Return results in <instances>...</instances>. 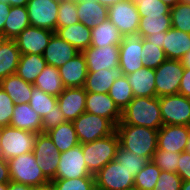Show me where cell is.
<instances>
[{
	"label": "cell",
	"instance_id": "28",
	"mask_svg": "<svg viewBox=\"0 0 190 190\" xmlns=\"http://www.w3.org/2000/svg\"><path fill=\"white\" fill-rule=\"evenodd\" d=\"M55 33L75 47L79 52L91 46V29L78 22L70 26L58 28Z\"/></svg>",
	"mask_w": 190,
	"mask_h": 190
},
{
	"label": "cell",
	"instance_id": "62",
	"mask_svg": "<svg viewBox=\"0 0 190 190\" xmlns=\"http://www.w3.org/2000/svg\"><path fill=\"white\" fill-rule=\"evenodd\" d=\"M185 152L190 154V135H189V138H188V141H187Z\"/></svg>",
	"mask_w": 190,
	"mask_h": 190
},
{
	"label": "cell",
	"instance_id": "17",
	"mask_svg": "<svg viewBox=\"0 0 190 190\" xmlns=\"http://www.w3.org/2000/svg\"><path fill=\"white\" fill-rule=\"evenodd\" d=\"M82 54L85 57L88 71L119 67V45L89 46L82 51Z\"/></svg>",
	"mask_w": 190,
	"mask_h": 190
},
{
	"label": "cell",
	"instance_id": "58",
	"mask_svg": "<svg viewBox=\"0 0 190 190\" xmlns=\"http://www.w3.org/2000/svg\"><path fill=\"white\" fill-rule=\"evenodd\" d=\"M161 2L167 4L170 7L175 6L177 3H179L181 0H160Z\"/></svg>",
	"mask_w": 190,
	"mask_h": 190
},
{
	"label": "cell",
	"instance_id": "4",
	"mask_svg": "<svg viewBox=\"0 0 190 190\" xmlns=\"http://www.w3.org/2000/svg\"><path fill=\"white\" fill-rule=\"evenodd\" d=\"M119 147V137L115 132L104 138L82 144L84 161L89 172L95 175L107 163L115 160Z\"/></svg>",
	"mask_w": 190,
	"mask_h": 190
},
{
	"label": "cell",
	"instance_id": "56",
	"mask_svg": "<svg viewBox=\"0 0 190 190\" xmlns=\"http://www.w3.org/2000/svg\"><path fill=\"white\" fill-rule=\"evenodd\" d=\"M97 2H99L101 5H104L106 7H110L118 2H121L123 0H96Z\"/></svg>",
	"mask_w": 190,
	"mask_h": 190
},
{
	"label": "cell",
	"instance_id": "66",
	"mask_svg": "<svg viewBox=\"0 0 190 190\" xmlns=\"http://www.w3.org/2000/svg\"><path fill=\"white\" fill-rule=\"evenodd\" d=\"M181 2L190 3V0H181Z\"/></svg>",
	"mask_w": 190,
	"mask_h": 190
},
{
	"label": "cell",
	"instance_id": "33",
	"mask_svg": "<svg viewBox=\"0 0 190 190\" xmlns=\"http://www.w3.org/2000/svg\"><path fill=\"white\" fill-rule=\"evenodd\" d=\"M46 65L43 55L21 54L16 74L24 81L33 84Z\"/></svg>",
	"mask_w": 190,
	"mask_h": 190
},
{
	"label": "cell",
	"instance_id": "5",
	"mask_svg": "<svg viewBox=\"0 0 190 190\" xmlns=\"http://www.w3.org/2000/svg\"><path fill=\"white\" fill-rule=\"evenodd\" d=\"M37 133L11 126L0 127V152L4 160L33 151Z\"/></svg>",
	"mask_w": 190,
	"mask_h": 190
},
{
	"label": "cell",
	"instance_id": "15",
	"mask_svg": "<svg viewBox=\"0 0 190 190\" xmlns=\"http://www.w3.org/2000/svg\"><path fill=\"white\" fill-rule=\"evenodd\" d=\"M55 32L34 26L25 28L14 40L21 54L43 55L51 36Z\"/></svg>",
	"mask_w": 190,
	"mask_h": 190
},
{
	"label": "cell",
	"instance_id": "16",
	"mask_svg": "<svg viewBox=\"0 0 190 190\" xmlns=\"http://www.w3.org/2000/svg\"><path fill=\"white\" fill-rule=\"evenodd\" d=\"M190 126L163 125L158 130L157 149L168 152H185Z\"/></svg>",
	"mask_w": 190,
	"mask_h": 190
},
{
	"label": "cell",
	"instance_id": "26",
	"mask_svg": "<svg viewBox=\"0 0 190 190\" xmlns=\"http://www.w3.org/2000/svg\"><path fill=\"white\" fill-rule=\"evenodd\" d=\"M77 13L79 21L90 29L108 19V7L96 0L77 2Z\"/></svg>",
	"mask_w": 190,
	"mask_h": 190
},
{
	"label": "cell",
	"instance_id": "2",
	"mask_svg": "<svg viewBox=\"0 0 190 190\" xmlns=\"http://www.w3.org/2000/svg\"><path fill=\"white\" fill-rule=\"evenodd\" d=\"M116 133L120 147L152 160L157 150L158 130L136 125H116Z\"/></svg>",
	"mask_w": 190,
	"mask_h": 190
},
{
	"label": "cell",
	"instance_id": "50",
	"mask_svg": "<svg viewBox=\"0 0 190 190\" xmlns=\"http://www.w3.org/2000/svg\"><path fill=\"white\" fill-rule=\"evenodd\" d=\"M178 94L184 95L187 98H190V69L185 68L183 76L181 78L180 87Z\"/></svg>",
	"mask_w": 190,
	"mask_h": 190
},
{
	"label": "cell",
	"instance_id": "49",
	"mask_svg": "<svg viewBox=\"0 0 190 190\" xmlns=\"http://www.w3.org/2000/svg\"><path fill=\"white\" fill-rule=\"evenodd\" d=\"M177 165L176 173L182 178V181H190V154L181 152Z\"/></svg>",
	"mask_w": 190,
	"mask_h": 190
},
{
	"label": "cell",
	"instance_id": "21",
	"mask_svg": "<svg viewBox=\"0 0 190 190\" xmlns=\"http://www.w3.org/2000/svg\"><path fill=\"white\" fill-rule=\"evenodd\" d=\"M65 88L84 87L88 68L82 52L58 68Z\"/></svg>",
	"mask_w": 190,
	"mask_h": 190
},
{
	"label": "cell",
	"instance_id": "9",
	"mask_svg": "<svg viewBox=\"0 0 190 190\" xmlns=\"http://www.w3.org/2000/svg\"><path fill=\"white\" fill-rule=\"evenodd\" d=\"M108 19L116 26L123 37L137 36L140 15L136 5L123 0L108 8Z\"/></svg>",
	"mask_w": 190,
	"mask_h": 190
},
{
	"label": "cell",
	"instance_id": "45",
	"mask_svg": "<svg viewBox=\"0 0 190 190\" xmlns=\"http://www.w3.org/2000/svg\"><path fill=\"white\" fill-rule=\"evenodd\" d=\"M136 8L140 17L147 15H170V6L160 0H137Z\"/></svg>",
	"mask_w": 190,
	"mask_h": 190
},
{
	"label": "cell",
	"instance_id": "42",
	"mask_svg": "<svg viewBox=\"0 0 190 190\" xmlns=\"http://www.w3.org/2000/svg\"><path fill=\"white\" fill-rule=\"evenodd\" d=\"M50 185L53 190H96L95 177L54 179Z\"/></svg>",
	"mask_w": 190,
	"mask_h": 190
},
{
	"label": "cell",
	"instance_id": "61",
	"mask_svg": "<svg viewBox=\"0 0 190 190\" xmlns=\"http://www.w3.org/2000/svg\"><path fill=\"white\" fill-rule=\"evenodd\" d=\"M7 40V38L2 34L0 33V48L1 46L3 45V43Z\"/></svg>",
	"mask_w": 190,
	"mask_h": 190
},
{
	"label": "cell",
	"instance_id": "34",
	"mask_svg": "<svg viewBox=\"0 0 190 190\" xmlns=\"http://www.w3.org/2000/svg\"><path fill=\"white\" fill-rule=\"evenodd\" d=\"M33 86L40 88L47 94L58 96L63 90L64 86L59 74L58 68L51 65H46L42 72L36 77Z\"/></svg>",
	"mask_w": 190,
	"mask_h": 190
},
{
	"label": "cell",
	"instance_id": "54",
	"mask_svg": "<svg viewBox=\"0 0 190 190\" xmlns=\"http://www.w3.org/2000/svg\"><path fill=\"white\" fill-rule=\"evenodd\" d=\"M7 190H33V188L22 183L11 181L7 184Z\"/></svg>",
	"mask_w": 190,
	"mask_h": 190
},
{
	"label": "cell",
	"instance_id": "46",
	"mask_svg": "<svg viewBox=\"0 0 190 190\" xmlns=\"http://www.w3.org/2000/svg\"><path fill=\"white\" fill-rule=\"evenodd\" d=\"M15 103L9 95L0 87V127L9 126Z\"/></svg>",
	"mask_w": 190,
	"mask_h": 190
},
{
	"label": "cell",
	"instance_id": "12",
	"mask_svg": "<svg viewBox=\"0 0 190 190\" xmlns=\"http://www.w3.org/2000/svg\"><path fill=\"white\" fill-rule=\"evenodd\" d=\"M94 177L84 161L82 144L59 154V163L55 179H74Z\"/></svg>",
	"mask_w": 190,
	"mask_h": 190
},
{
	"label": "cell",
	"instance_id": "60",
	"mask_svg": "<svg viewBox=\"0 0 190 190\" xmlns=\"http://www.w3.org/2000/svg\"><path fill=\"white\" fill-rule=\"evenodd\" d=\"M33 190H53L51 185H47V186H44V187H38V188H33Z\"/></svg>",
	"mask_w": 190,
	"mask_h": 190
},
{
	"label": "cell",
	"instance_id": "18",
	"mask_svg": "<svg viewBox=\"0 0 190 190\" xmlns=\"http://www.w3.org/2000/svg\"><path fill=\"white\" fill-rule=\"evenodd\" d=\"M57 103L66 121L73 122L85 112L86 91L84 87L64 88L57 96Z\"/></svg>",
	"mask_w": 190,
	"mask_h": 190
},
{
	"label": "cell",
	"instance_id": "55",
	"mask_svg": "<svg viewBox=\"0 0 190 190\" xmlns=\"http://www.w3.org/2000/svg\"><path fill=\"white\" fill-rule=\"evenodd\" d=\"M29 0H0V2L7 3L11 6H26Z\"/></svg>",
	"mask_w": 190,
	"mask_h": 190
},
{
	"label": "cell",
	"instance_id": "24",
	"mask_svg": "<svg viewBox=\"0 0 190 190\" xmlns=\"http://www.w3.org/2000/svg\"><path fill=\"white\" fill-rule=\"evenodd\" d=\"M9 126L33 133H42V118L29 103L15 104Z\"/></svg>",
	"mask_w": 190,
	"mask_h": 190
},
{
	"label": "cell",
	"instance_id": "53",
	"mask_svg": "<svg viewBox=\"0 0 190 190\" xmlns=\"http://www.w3.org/2000/svg\"><path fill=\"white\" fill-rule=\"evenodd\" d=\"M145 39L148 40L150 43H154L158 47L162 48L163 46V32L149 35Z\"/></svg>",
	"mask_w": 190,
	"mask_h": 190
},
{
	"label": "cell",
	"instance_id": "8",
	"mask_svg": "<svg viewBox=\"0 0 190 190\" xmlns=\"http://www.w3.org/2000/svg\"><path fill=\"white\" fill-rule=\"evenodd\" d=\"M185 67L181 60L166 59L155 69L156 96L178 94Z\"/></svg>",
	"mask_w": 190,
	"mask_h": 190
},
{
	"label": "cell",
	"instance_id": "63",
	"mask_svg": "<svg viewBox=\"0 0 190 190\" xmlns=\"http://www.w3.org/2000/svg\"><path fill=\"white\" fill-rule=\"evenodd\" d=\"M0 190H7V184H0Z\"/></svg>",
	"mask_w": 190,
	"mask_h": 190
},
{
	"label": "cell",
	"instance_id": "41",
	"mask_svg": "<svg viewBox=\"0 0 190 190\" xmlns=\"http://www.w3.org/2000/svg\"><path fill=\"white\" fill-rule=\"evenodd\" d=\"M146 67L156 69L167 57L163 48L150 43L145 38H142V53L140 56Z\"/></svg>",
	"mask_w": 190,
	"mask_h": 190
},
{
	"label": "cell",
	"instance_id": "10",
	"mask_svg": "<svg viewBox=\"0 0 190 190\" xmlns=\"http://www.w3.org/2000/svg\"><path fill=\"white\" fill-rule=\"evenodd\" d=\"M161 118L164 125L190 126V98L184 95L159 97Z\"/></svg>",
	"mask_w": 190,
	"mask_h": 190
},
{
	"label": "cell",
	"instance_id": "22",
	"mask_svg": "<svg viewBox=\"0 0 190 190\" xmlns=\"http://www.w3.org/2000/svg\"><path fill=\"white\" fill-rule=\"evenodd\" d=\"M167 59L181 60L190 50V34L170 28L163 32V46Z\"/></svg>",
	"mask_w": 190,
	"mask_h": 190
},
{
	"label": "cell",
	"instance_id": "57",
	"mask_svg": "<svg viewBox=\"0 0 190 190\" xmlns=\"http://www.w3.org/2000/svg\"><path fill=\"white\" fill-rule=\"evenodd\" d=\"M183 66L190 69V50L181 59Z\"/></svg>",
	"mask_w": 190,
	"mask_h": 190
},
{
	"label": "cell",
	"instance_id": "13",
	"mask_svg": "<svg viewBox=\"0 0 190 190\" xmlns=\"http://www.w3.org/2000/svg\"><path fill=\"white\" fill-rule=\"evenodd\" d=\"M26 8L31 26L56 31L59 0H29Z\"/></svg>",
	"mask_w": 190,
	"mask_h": 190
},
{
	"label": "cell",
	"instance_id": "44",
	"mask_svg": "<svg viewBox=\"0 0 190 190\" xmlns=\"http://www.w3.org/2000/svg\"><path fill=\"white\" fill-rule=\"evenodd\" d=\"M179 156L180 153L177 152L157 149L152 157V161L161 171L176 173Z\"/></svg>",
	"mask_w": 190,
	"mask_h": 190
},
{
	"label": "cell",
	"instance_id": "7",
	"mask_svg": "<svg viewBox=\"0 0 190 190\" xmlns=\"http://www.w3.org/2000/svg\"><path fill=\"white\" fill-rule=\"evenodd\" d=\"M96 190H129L134 188L135 177L116 160H112L95 175Z\"/></svg>",
	"mask_w": 190,
	"mask_h": 190
},
{
	"label": "cell",
	"instance_id": "36",
	"mask_svg": "<svg viewBox=\"0 0 190 190\" xmlns=\"http://www.w3.org/2000/svg\"><path fill=\"white\" fill-rule=\"evenodd\" d=\"M108 94L114 100L115 105L121 112L134 98L132 87L129 85L125 75H122L114 81Z\"/></svg>",
	"mask_w": 190,
	"mask_h": 190
},
{
	"label": "cell",
	"instance_id": "52",
	"mask_svg": "<svg viewBox=\"0 0 190 190\" xmlns=\"http://www.w3.org/2000/svg\"><path fill=\"white\" fill-rule=\"evenodd\" d=\"M11 5L7 3L0 2V33L3 34L4 24L7 20V15L9 14Z\"/></svg>",
	"mask_w": 190,
	"mask_h": 190
},
{
	"label": "cell",
	"instance_id": "37",
	"mask_svg": "<svg viewBox=\"0 0 190 190\" xmlns=\"http://www.w3.org/2000/svg\"><path fill=\"white\" fill-rule=\"evenodd\" d=\"M57 104V97L47 94L40 88L33 86L29 105L41 118L53 110Z\"/></svg>",
	"mask_w": 190,
	"mask_h": 190
},
{
	"label": "cell",
	"instance_id": "43",
	"mask_svg": "<svg viewBox=\"0 0 190 190\" xmlns=\"http://www.w3.org/2000/svg\"><path fill=\"white\" fill-rule=\"evenodd\" d=\"M78 22L80 21L77 13V3L69 0H59L56 30Z\"/></svg>",
	"mask_w": 190,
	"mask_h": 190
},
{
	"label": "cell",
	"instance_id": "40",
	"mask_svg": "<svg viewBox=\"0 0 190 190\" xmlns=\"http://www.w3.org/2000/svg\"><path fill=\"white\" fill-rule=\"evenodd\" d=\"M172 27L190 34V3L179 2L170 7Z\"/></svg>",
	"mask_w": 190,
	"mask_h": 190
},
{
	"label": "cell",
	"instance_id": "32",
	"mask_svg": "<svg viewBox=\"0 0 190 190\" xmlns=\"http://www.w3.org/2000/svg\"><path fill=\"white\" fill-rule=\"evenodd\" d=\"M52 139L58 151L65 152L77 146L79 143L73 122L66 121L46 132Z\"/></svg>",
	"mask_w": 190,
	"mask_h": 190
},
{
	"label": "cell",
	"instance_id": "59",
	"mask_svg": "<svg viewBox=\"0 0 190 190\" xmlns=\"http://www.w3.org/2000/svg\"><path fill=\"white\" fill-rule=\"evenodd\" d=\"M180 190H190V181H182Z\"/></svg>",
	"mask_w": 190,
	"mask_h": 190
},
{
	"label": "cell",
	"instance_id": "30",
	"mask_svg": "<svg viewBox=\"0 0 190 190\" xmlns=\"http://www.w3.org/2000/svg\"><path fill=\"white\" fill-rule=\"evenodd\" d=\"M29 26L30 23L26 6H11L4 24L3 35L7 39L14 40Z\"/></svg>",
	"mask_w": 190,
	"mask_h": 190
},
{
	"label": "cell",
	"instance_id": "65",
	"mask_svg": "<svg viewBox=\"0 0 190 190\" xmlns=\"http://www.w3.org/2000/svg\"><path fill=\"white\" fill-rule=\"evenodd\" d=\"M69 1L77 3V2H80L81 0H69Z\"/></svg>",
	"mask_w": 190,
	"mask_h": 190
},
{
	"label": "cell",
	"instance_id": "29",
	"mask_svg": "<svg viewBox=\"0 0 190 190\" xmlns=\"http://www.w3.org/2000/svg\"><path fill=\"white\" fill-rule=\"evenodd\" d=\"M122 38L123 36L120 34L119 30L109 19L91 29L92 47L120 45Z\"/></svg>",
	"mask_w": 190,
	"mask_h": 190
},
{
	"label": "cell",
	"instance_id": "38",
	"mask_svg": "<svg viewBox=\"0 0 190 190\" xmlns=\"http://www.w3.org/2000/svg\"><path fill=\"white\" fill-rule=\"evenodd\" d=\"M115 160L123 165V167L134 177L149 162L147 158L142 157L135 152L127 151L120 146L117 149Z\"/></svg>",
	"mask_w": 190,
	"mask_h": 190
},
{
	"label": "cell",
	"instance_id": "39",
	"mask_svg": "<svg viewBox=\"0 0 190 190\" xmlns=\"http://www.w3.org/2000/svg\"><path fill=\"white\" fill-rule=\"evenodd\" d=\"M160 173L161 169L150 160L135 176L134 188L138 190H153Z\"/></svg>",
	"mask_w": 190,
	"mask_h": 190
},
{
	"label": "cell",
	"instance_id": "31",
	"mask_svg": "<svg viewBox=\"0 0 190 190\" xmlns=\"http://www.w3.org/2000/svg\"><path fill=\"white\" fill-rule=\"evenodd\" d=\"M20 57L15 40L7 39L0 48V80L16 74Z\"/></svg>",
	"mask_w": 190,
	"mask_h": 190
},
{
	"label": "cell",
	"instance_id": "6",
	"mask_svg": "<svg viewBox=\"0 0 190 190\" xmlns=\"http://www.w3.org/2000/svg\"><path fill=\"white\" fill-rule=\"evenodd\" d=\"M73 125L80 144L90 143L116 132V126L110 120L89 112L79 115Z\"/></svg>",
	"mask_w": 190,
	"mask_h": 190
},
{
	"label": "cell",
	"instance_id": "23",
	"mask_svg": "<svg viewBox=\"0 0 190 190\" xmlns=\"http://www.w3.org/2000/svg\"><path fill=\"white\" fill-rule=\"evenodd\" d=\"M132 87L134 97H157L155 88V69L144 66L125 75Z\"/></svg>",
	"mask_w": 190,
	"mask_h": 190
},
{
	"label": "cell",
	"instance_id": "35",
	"mask_svg": "<svg viewBox=\"0 0 190 190\" xmlns=\"http://www.w3.org/2000/svg\"><path fill=\"white\" fill-rule=\"evenodd\" d=\"M172 28L170 15H147L141 17L137 36L146 38L160 32L168 31Z\"/></svg>",
	"mask_w": 190,
	"mask_h": 190
},
{
	"label": "cell",
	"instance_id": "1",
	"mask_svg": "<svg viewBox=\"0 0 190 190\" xmlns=\"http://www.w3.org/2000/svg\"><path fill=\"white\" fill-rule=\"evenodd\" d=\"M117 125H136L159 130L164 125L159 97H134L121 112V121Z\"/></svg>",
	"mask_w": 190,
	"mask_h": 190
},
{
	"label": "cell",
	"instance_id": "11",
	"mask_svg": "<svg viewBox=\"0 0 190 190\" xmlns=\"http://www.w3.org/2000/svg\"><path fill=\"white\" fill-rule=\"evenodd\" d=\"M33 153L45 177L49 181L54 180L60 152L47 133H37Z\"/></svg>",
	"mask_w": 190,
	"mask_h": 190
},
{
	"label": "cell",
	"instance_id": "51",
	"mask_svg": "<svg viewBox=\"0 0 190 190\" xmlns=\"http://www.w3.org/2000/svg\"><path fill=\"white\" fill-rule=\"evenodd\" d=\"M9 182H11V179L8 161L0 156V184H8Z\"/></svg>",
	"mask_w": 190,
	"mask_h": 190
},
{
	"label": "cell",
	"instance_id": "14",
	"mask_svg": "<svg viewBox=\"0 0 190 190\" xmlns=\"http://www.w3.org/2000/svg\"><path fill=\"white\" fill-rule=\"evenodd\" d=\"M142 38L138 36L123 37L119 45V68L123 75L133 73L145 65L140 57Z\"/></svg>",
	"mask_w": 190,
	"mask_h": 190
},
{
	"label": "cell",
	"instance_id": "27",
	"mask_svg": "<svg viewBox=\"0 0 190 190\" xmlns=\"http://www.w3.org/2000/svg\"><path fill=\"white\" fill-rule=\"evenodd\" d=\"M0 87L9 95L15 104L30 102L33 84L24 81L17 74L0 80Z\"/></svg>",
	"mask_w": 190,
	"mask_h": 190
},
{
	"label": "cell",
	"instance_id": "64",
	"mask_svg": "<svg viewBox=\"0 0 190 190\" xmlns=\"http://www.w3.org/2000/svg\"><path fill=\"white\" fill-rule=\"evenodd\" d=\"M129 1H131L133 4H137V0H129Z\"/></svg>",
	"mask_w": 190,
	"mask_h": 190
},
{
	"label": "cell",
	"instance_id": "19",
	"mask_svg": "<svg viewBox=\"0 0 190 190\" xmlns=\"http://www.w3.org/2000/svg\"><path fill=\"white\" fill-rule=\"evenodd\" d=\"M85 112L104 117L115 126L121 121V111L108 93L86 92Z\"/></svg>",
	"mask_w": 190,
	"mask_h": 190
},
{
	"label": "cell",
	"instance_id": "47",
	"mask_svg": "<svg viewBox=\"0 0 190 190\" xmlns=\"http://www.w3.org/2000/svg\"><path fill=\"white\" fill-rule=\"evenodd\" d=\"M182 178L177 173L161 171L153 190H180Z\"/></svg>",
	"mask_w": 190,
	"mask_h": 190
},
{
	"label": "cell",
	"instance_id": "3",
	"mask_svg": "<svg viewBox=\"0 0 190 190\" xmlns=\"http://www.w3.org/2000/svg\"><path fill=\"white\" fill-rule=\"evenodd\" d=\"M9 175L12 182L22 183L32 188L50 184L36 163L33 151L8 160Z\"/></svg>",
	"mask_w": 190,
	"mask_h": 190
},
{
	"label": "cell",
	"instance_id": "25",
	"mask_svg": "<svg viewBox=\"0 0 190 190\" xmlns=\"http://www.w3.org/2000/svg\"><path fill=\"white\" fill-rule=\"evenodd\" d=\"M122 75V71L119 67L100 69L99 71H88L84 86L85 91L108 93L114 81Z\"/></svg>",
	"mask_w": 190,
	"mask_h": 190
},
{
	"label": "cell",
	"instance_id": "48",
	"mask_svg": "<svg viewBox=\"0 0 190 190\" xmlns=\"http://www.w3.org/2000/svg\"><path fill=\"white\" fill-rule=\"evenodd\" d=\"M66 122L63 112L60 110L58 103L53 106V110L42 118V132L46 133L52 128Z\"/></svg>",
	"mask_w": 190,
	"mask_h": 190
},
{
	"label": "cell",
	"instance_id": "20",
	"mask_svg": "<svg viewBox=\"0 0 190 190\" xmlns=\"http://www.w3.org/2000/svg\"><path fill=\"white\" fill-rule=\"evenodd\" d=\"M79 53L75 47L54 33L43 52V58L47 65L59 68Z\"/></svg>",
	"mask_w": 190,
	"mask_h": 190
}]
</instances>
